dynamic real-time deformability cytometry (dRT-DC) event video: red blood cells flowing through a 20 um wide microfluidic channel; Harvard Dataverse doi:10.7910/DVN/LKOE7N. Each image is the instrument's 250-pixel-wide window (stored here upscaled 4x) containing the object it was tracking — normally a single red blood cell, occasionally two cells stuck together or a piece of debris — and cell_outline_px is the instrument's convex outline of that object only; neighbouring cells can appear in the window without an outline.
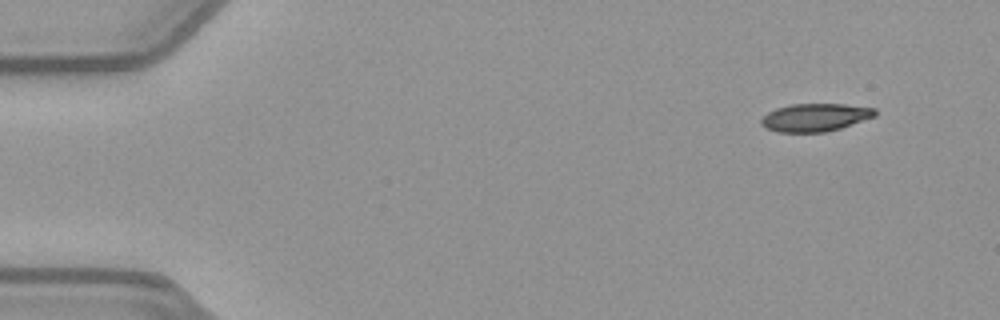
{"species": "common noctule bat (a hibernating species)", "species_latin": "Nyctalus noctula", "temperature_condition": "warm", "stored_images_in_passage": 50, "segment_of_instrument_passage": [1, 2], "camera_frame_rate_fps": 3000, "um_per_image_px": 0.085, "animal": {"sex": "female", "body_mass_g": 21.9}, "frame": {"image": 1, "passage_image": 1, "time_ms": 0.0, "image_size_px": [1000, 320], "cell_outline_px": [[876, 116], [840, 128], [824, 132], [776, 132], [764, 128], [760, 124], [760, 120], [768, 112], [776, 108], [792, 104], [844, 104], [876, 108]], "centroid_in_image_um": [69.26, 9.98], "position_along_channel_um": 15.7, "area_um2": 18.55}}
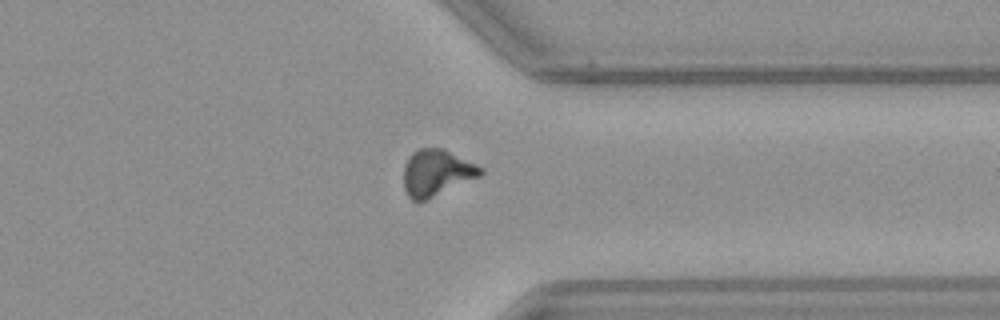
{"frame": {"image": 2, "passage_image": 37, "time_ms": 12.0, "image_size_px": [1000, 320], "cell_outline_px": [[484, 172], [480, 176], [420, 204], [412, 200], [408, 196], [404, 188], [404, 164], [412, 152], [420, 148], [444, 148], [484, 168]], "centroid_in_image_um": [37.1, 14.71], "position_along_channel_um": 374.3, "area_um2": 21.21}}
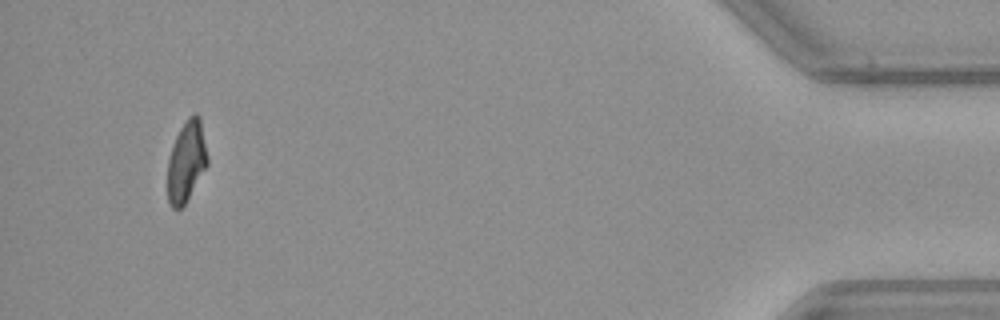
{"frame": {"image": 3, "passage_image": 46, "time_ms": 15.0, "image_size_px": [1000, 320], "cell_outline_px": [[208, 164], [184, 204], [180, 208], [172, 208], [168, 204], [168, 160], [176, 136], [180, 128], [188, 116], [196, 112], [200, 116], [208, 156]], "centroid_in_image_um": [15.85, 13.68], "position_along_channel_um": 419.3, "area_um2": 18.67}}